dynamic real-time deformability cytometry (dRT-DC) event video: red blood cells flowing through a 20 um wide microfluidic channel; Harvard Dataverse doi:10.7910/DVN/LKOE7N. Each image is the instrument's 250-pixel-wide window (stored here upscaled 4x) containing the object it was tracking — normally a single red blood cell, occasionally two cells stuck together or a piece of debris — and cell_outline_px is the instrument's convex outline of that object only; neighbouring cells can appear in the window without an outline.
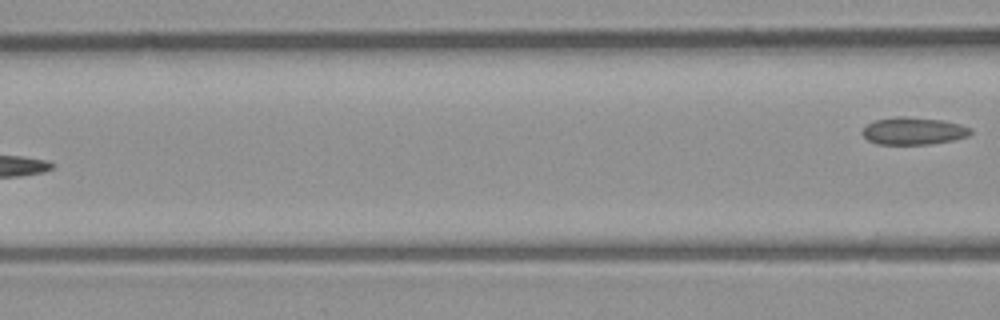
{"species": "common noctule bat (a hibernating species)", "species_latin": "Nyctalus noctula", "temperature_condition": "room temperature", "stored_images_in_passage": 6, "camera_frame_rate_fps": 3000, "um_per_image_px": 0.085, "animal": {"sex": "male", "body_mass_g": 23.1, "forearm_length_mm": 52.7}, "frame": {"image": 1, "passage_image": 6, "time_ms": 6.0, "image_size_px": [1000, 320], "cell_outline_px": [[972, 132], [968, 136], [952, 140], [932, 144], [876, 144], [868, 140], [860, 132], [868, 124], [876, 120], [896, 116], [904, 116], [940, 120], [960, 124], [972, 128]], "centroid_in_image_um": [77.64, 11.13], "position_along_channel_um": 89.0, "area_um2": 17.22}}